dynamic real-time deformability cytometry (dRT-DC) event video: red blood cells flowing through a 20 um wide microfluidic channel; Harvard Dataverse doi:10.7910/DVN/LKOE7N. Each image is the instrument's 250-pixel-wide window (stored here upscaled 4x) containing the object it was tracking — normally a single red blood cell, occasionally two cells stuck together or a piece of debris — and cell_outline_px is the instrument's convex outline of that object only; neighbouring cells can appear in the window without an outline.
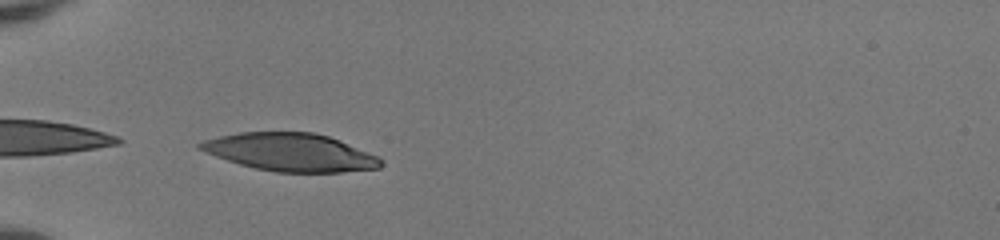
{"species": "human", "species_latin": "Homo sapiens", "temperature_condition": "room temperature", "stored_images_in_passage": 23, "camera_frame_rate_fps": 3000, "um_per_image_px": 0.085, "donor": {"sex": "female"}, "frame": {"image": 1, "passage_image": 1, "time_ms": 0.0, "image_size_px": [1000, 240], "cell_outline_px": [[384, 164], [380, 168], [340, 172], [276, 172], [256, 168], [240, 164], [216, 156], [196, 148], [196, 144], [204, 140], [220, 136], [240, 132], [312, 132], [328, 136], [368, 152], [384, 160]], "centroid_in_image_um": [24.68, 12.94], "position_along_channel_um": 60.3, "area_um2": 39.59}}
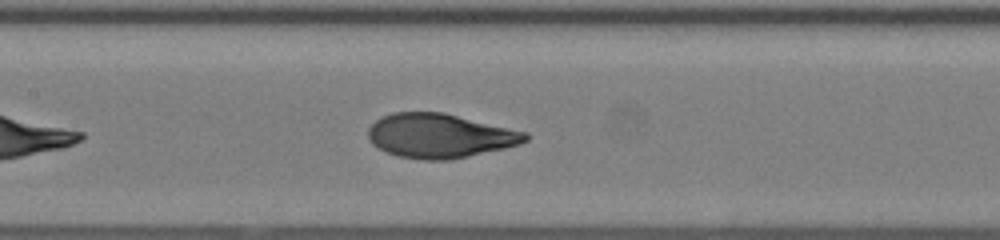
{"frame": {"image": 2, "passage_image": 10, "time_ms": 3.0, "image_size_px": [1000, 240], "cell_outline_px": [[528, 140], [520, 144], [504, 148], [468, 156], [448, 160], [424, 160], [396, 156], [372, 144], [368, 140], [368, 128], [376, 120], [392, 112], [444, 112], [528, 132]], "centroid_in_image_um": [37.39, 11.53], "position_along_channel_um": 170.0, "area_um2": 40.58}}
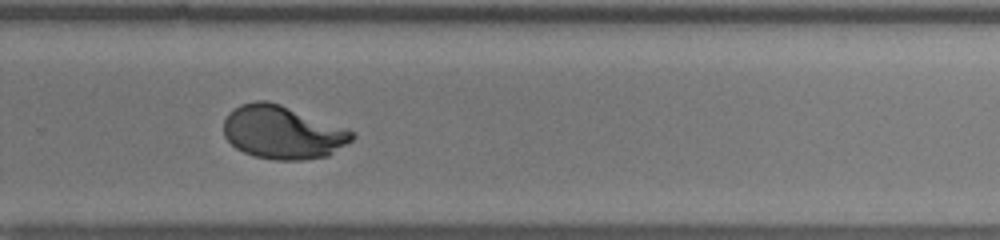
{"frame": {"image": 3, "passage_image": 20, "time_ms": 6.333, "image_size_px": [1000, 240], "cell_outline_px": [[356, 136], [352, 140], [328, 156], [300, 160], [276, 160], [252, 156], [236, 148], [224, 136], [224, 120], [228, 112], [232, 108], [240, 104], [256, 100], [268, 100], [280, 104], [352, 132]], "centroid_in_image_um": [23.94, 11.25], "position_along_channel_um": 305.9, "area_um2": 39.42}}